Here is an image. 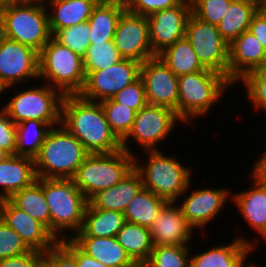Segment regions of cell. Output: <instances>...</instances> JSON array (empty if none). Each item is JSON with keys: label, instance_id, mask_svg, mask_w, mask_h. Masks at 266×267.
Segmentation results:
<instances>
[{"label": "cell", "instance_id": "d4e9b609", "mask_svg": "<svg viewBox=\"0 0 266 267\" xmlns=\"http://www.w3.org/2000/svg\"><path fill=\"white\" fill-rule=\"evenodd\" d=\"M85 253L109 267H139L116 237L71 238Z\"/></svg>", "mask_w": 266, "mask_h": 267}, {"label": "cell", "instance_id": "44dd1931", "mask_svg": "<svg viewBox=\"0 0 266 267\" xmlns=\"http://www.w3.org/2000/svg\"><path fill=\"white\" fill-rule=\"evenodd\" d=\"M250 175L251 188L233 193L230 201H234L238 206L247 225L266 241V180Z\"/></svg>", "mask_w": 266, "mask_h": 267}, {"label": "cell", "instance_id": "b9f144b4", "mask_svg": "<svg viewBox=\"0 0 266 267\" xmlns=\"http://www.w3.org/2000/svg\"><path fill=\"white\" fill-rule=\"evenodd\" d=\"M112 99L117 103L123 104L135 110L136 112L140 111L148 104L144 84L140 77L132 84L116 93Z\"/></svg>", "mask_w": 266, "mask_h": 267}, {"label": "cell", "instance_id": "6da1fadb", "mask_svg": "<svg viewBox=\"0 0 266 267\" xmlns=\"http://www.w3.org/2000/svg\"><path fill=\"white\" fill-rule=\"evenodd\" d=\"M61 125L83 144L89 154L122 149V142L112 132L100 102L84 99L79 94L64 95Z\"/></svg>", "mask_w": 266, "mask_h": 267}, {"label": "cell", "instance_id": "836d02e7", "mask_svg": "<svg viewBox=\"0 0 266 267\" xmlns=\"http://www.w3.org/2000/svg\"><path fill=\"white\" fill-rule=\"evenodd\" d=\"M52 126L40 120H27L16 124L15 154L35 159Z\"/></svg>", "mask_w": 266, "mask_h": 267}, {"label": "cell", "instance_id": "4dcf8cb0", "mask_svg": "<svg viewBox=\"0 0 266 267\" xmlns=\"http://www.w3.org/2000/svg\"><path fill=\"white\" fill-rule=\"evenodd\" d=\"M116 238L139 267L149 260L153 244L148 227L126 221L117 232Z\"/></svg>", "mask_w": 266, "mask_h": 267}, {"label": "cell", "instance_id": "f35d334b", "mask_svg": "<svg viewBox=\"0 0 266 267\" xmlns=\"http://www.w3.org/2000/svg\"><path fill=\"white\" fill-rule=\"evenodd\" d=\"M246 95L253 104L255 111L262 109L266 112V72L263 69L247 73L242 79Z\"/></svg>", "mask_w": 266, "mask_h": 267}, {"label": "cell", "instance_id": "6f0895ef", "mask_svg": "<svg viewBox=\"0 0 266 267\" xmlns=\"http://www.w3.org/2000/svg\"><path fill=\"white\" fill-rule=\"evenodd\" d=\"M266 13V5L261 9Z\"/></svg>", "mask_w": 266, "mask_h": 267}, {"label": "cell", "instance_id": "ba28073f", "mask_svg": "<svg viewBox=\"0 0 266 267\" xmlns=\"http://www.w3.org/2000/svg\"><path fill=\"white\" fill-rule=\"evenodd\" d=\"M133 167L134 155L124 149L88 154L72 180L89 200L97 192L120 182Z\"/></svg>", "mask_w": 266, "mask_h": 267}, {"label": "cell", "instance_id": "5bb4252c", "mask_svg": "<svg viewBox=\"0 0 266 267\" xmlns=\"http://www.w3.org/2000/svg\"><path fill=\"white\" fill-rule=\"evenodd\" d=\"M113 42L124 59L142 64L155 56L149 41L147 16L133 14L127 9L118 20Z\"/></svg>", "mask_w": 266, "mask_h": 267}, {"label": "cell", "instance_id": "4316f807", "mask_svg": "<svg viewBox=\"0 0 266 267\" xmlns=\"http://www.w3.org/2000/svg\"><path fill=\"white\" fill-rule=\"evenodd\" d=\"M125 10V0L98 2L88 20L90 43L96 44L112 41L118 20Z\"/></svg>", "mask_w": 266, "mask_h": 267}, {"label": "cell", "instance_id": "1f68e13d", "mask_svg": "<svg viewBox=\"0 0 266 267\" xmlns=\"http://www.w3.org/2000/svg\"><path fill=\"white\" fill-rule=\"evenodd\" d=\"M168 202L143 187L125 208V220L149 228Z\"/></svg>", "mask_w": 266, "mask_h": 267}, {"label": "cell", "instance_id": "83f0119b", "mask_svg": "<svg viewBox=\"0 0 266 267\" xmlns=\"http://www.w3.org/2000/svg\"><path fill=\"white\" fill-rule=\"evenodd\" d=\"M125 222L122 212L97 209L88 202L82 228L74 237H116Z\"/></svg>", "mask_w": 266, "mask_h": 267}, {"label": "cell", "instance_id": "e575fe53", "mask_svg": "<svg viewBox=\"0 0 266 267\" xmlns=\"http://www.w3.org/2000/svg\"><path fill=\"white\" fill-rule=\"evenodd\" d=\"M100 103L112 132L122 142L131 131L137 112L112 98Z\"/></svg>", "mask_w": 266, "mask_h": 267}, {"label": "cell", "instance_id": "f546056e", "mask_svg": "<svg viewBox=\"0 0 266 267\" xmlns=\"http://www.w3.org/2000/svg\"><path fill=\"white\" fill-rule=\"evenodd\" d=\"M8 200L45 225L51 232L50 210L44 195V178H37L30 186L13 193Z\"/></svg>", "mask_w": 266, "mask_h": 267}, {"label": "cell", "instance_id": "f907efd6", "mask_svg": "<svg viewBox=\"0 0 266 267\" xmlns=\"http://www.w3.org/2000/svg\"><path fill=\"white\" fill-rule=\"evenodd\" d=\"M4 38V30H3V20L0 14V43L2 39Z\"/></svg>", "mask_w": 266, "mask_h": 267}, {"label": "cell", "instance_id": "30bf717a", "mask_svg": "<svg viewBox=\"0 0 266 267\" xmlns=\"http://www.w3.org/2000/svg\"><path fill=\"white\" fill-rule=\"evenodd\" d=\"M185 38L205 69L220 73L228 79L229 44L221 37L217 26L191 13L186 24Z\"/></svg>", "mask_w": 266, "mask_h": 267}, {"label": "cell", "instance_id": "ee69618b", "mask_svg": "<svg viewBox=\"0 0 266 267\" xmlns=\"http://www.w3.org/2000/svg\"><path fill=\"white\" fill-rule=\"evenodd\" d=\"M0 149L9 155L15 154L16 149V124L10 120L3 108L0 109Z\"/></svg>", "mask_w": 266, "mask_h": 267}, {"label": "cell", "instance_id": "8fae6325", "mask_svg": "<svg viewBox=\"0 0 266 267\" xmlns=\"http://www.w3.org/2000/svg\"><path fill=\"white\" fill-rule=\"evenodd\" d=\"M179 121L182 123L174 110L164 106L147 104L136 113L131 131L122 141V149L134 155L135 153L128 145L130 139H133L139 147L143 148L142 151L160 150L158 142L170 136Z\"/></svg>", "mask_w": 266, "mask_h": 267}, {"label": "cell", "instance_id": "ffe728a7", "mask_svg": "<svg viewBox=\"0 0 266 267\" xmlns=\"http://www.w3.org/2000/svg\"><path fill=\"white\" fill-rule=\"evenodd\" d=\"M176 203L169 201L149 227L153 246L191 244L195 230Z\"/></svg>", "mask_w": 266, "mask_h": 267}, {"label": "cell", "instance_id": "11a10c76", "mask_svg": "<svg viewBox=\"0 0 266 267\" xmlns=\"http://www.w3.org/2000/svg\"><path fill=\"white\" fill-rule=\"evenodd\" d=\"M258 2L259 9H262L266 5V0H256Z\"/></svg>", "mask_w": 266, "mask_h": 267}, {"label": "cell", "instance_id": "8992f818", "mask_svg": "<svg viewBox=\"0 0 266 267\" xmlns=\"http://www.w3.org/2000/svg\"><path fill=\"white\" fill-rule=\"evenodd\" d=\"M178 85V117L188 124L208 114L233 86L224 75L208 69L179 76Z\"/></svg>", "mask_w": 266, "mask_h": 267}, {"label": "cell", "instance_id": "c3c4849f", "mask_svg": "<svg viewBox=\"0 0 266 267\" xmlns=\"http://www.w3.org/2000/svg\"><path fill=\"white\" fill-rule=\"evenodd\" d=\"M249 31L258 39L266 51V13L258 9L252 17Z\"/></svg>", "mask_w": 266, "mask_h": 267}, {"label": "cell", "instance_id": "8d00e7d4", "mask_svg": "<svg viewBox=\"0 0 266 267\" xmlns=\"http://www.w3.org/2000/svg\"><path fill=\"white\" fill-rule=\"evenodd\" d=\"M118 49L112 41L91 44L86 50L83 66L85 72L107 69L122 60Z\"/></svg>", "mask_w": 266, "mask_h": 267}, {"label": "cell", "instance_id": "2e32d148", "mask_svg": "<svg viewBox=\"0 0 266 267\" xmlns=\"http://www.w3.org/2000/svg\"><path fill=\"white\" fill-rule=\"evenodd\" d=\"M148 104L170 108L178 115V77L157 57L140 67Z\"/></svg>", "mask_w": 266, "mask_h": 267}, {"label": "cell", "instance_id": "bcb514c9", "mask_svg": "<svg viewBox=\"0 0 266 267\" xmlns=\"http://www.w3.org/2000/svg\"><path fill=\"white\" fill-rule=\"evenodd\" d=\"M0 267H44V253L30 250L19 256L1 259Z\"/></svg>", "mask_w": 266, "mask_h": 267}, {"label": "cell", "instance_id": "f6af8a7d", "mask_svg": "<svg viewBox=\"0 0 266 267\" xmlns=\"http://www.w3.org/2000/svg\"><path fill=\"white\" fill-rule=\"evenodd\" d=\"M45 267H77L76 259L58 242L44 252Z\"/></svg>", "mask_w": 266, "mask_h": 267}, {"label": "cell", "instance_id": "d6986e66", "mask_svg": "<svg viewBox=\"0 0 266 267\" xmlns=\"http://www.w3.org/2000/svg\"><path fill=\"white\" fill-rule=\"evenodd\" d=\"M266 51L248 30L229 44L228 80L234 85L247 73L263 69Z\"/></svg>", "mask_w": 266, "mask_h": 267}, {"label": "cell", "instance_id": "7dc6e473", "mask_svg": "<svg viewBox=\"0 0 266 267\" xmlns=\"http://www.w3.org/2000/svg\"><path fill=\"white\" fill-rule=\"evenodd\" d=\"M59 243L76 259L77 267H109L85 253L71 238Z\"/></svg>", "mask_w": 266, "mask_h": 267}, {"label": "cell", "instance_id": "484cf974", "mask_svg": "<svg viewBox=\"0 0 266 267\" xmlns=\"http://www.w3.org/2000/svg\"><path fill=\"white\" fill-rule=\"evenodd\" d=\"M50 6L49 28L51 34L89 20L98 0H44ZM51 8V9H50Z\"/></svg>", "mask_w": 266, "mask_h": 267}, {"label": "cell", "instance_id": "ac0fdd59", "mask_svg": "<svg viewBox=\"0 0 266 267\" xmlns=\"http://www.w3.org/2000/svg\"><path fill=\"white\" fill-rule=\"evenodd\" d=\"M186 191L181 195L184 199L178 204L186 221L194 228L205 229V226L217 217L230 199L229 188H203L194 189L190 194ZM216 216V217H215Z\"/></svg>", "mask_w": 266, "mask_h": 267}, {"label": "cell", "instance_id": "ab89813d", "mask_svg": "<svg viewBox=\"0 0 266 267\" xmlns=\"http://www.w3.org/2000/svg\"><path fill=\"white\" fill-rule=\"evenodd\" d=\"M232 0H191L192 13L200 20L217 26Z\"/></svg>", "mask_w": 266, "mask_h": 267}, {"label": "cell", "instance_id": "60d3db41", "mask_svg": "<svg viewBox=\"0 0 266 267\" xmlns=\"http://www.w3.org/2000/svg\"><path fill=\"white\" fill-rule=\"evenodd\" d=\"M21 237L0 218V260L29 252Z\"/></svg>", "mask_w": 266, "mask_h": 267}, {"label": "cell", "instance_id": "277c9868", "mask_svg": "<svg viewBox=\"0 0 266 267\" xmlns=\"http://www.w3.org/2000/svg\"><path fill=\"white\" fill-rule=\"evenodd\" d=\"M89 153L61 124L48 132L34 159L37 178L72 179Z\"/></svg>", "mask_w": 266, "mask_h": 267}, {"label": "cell", "instance_id": "7bdbcfd3", "mask_svg": "<svg viewBox=\"0 0 266 267\" xmlns=\"http://www.w3.org/2000/svg\"><path fill=\"white\" fill-rule=\"evenodd\" d=\"M183 0H125L126 9L136 15L148 16L156 11L172 8Z\"/></svg>", "mask_w": 266, "mask_h": 267}, {"label": "cell", "instance_id": "f5cc1de1", "mask_svg": "<svg viewBox=\"0 0 266 267\" xmlns=\"http://www.w3.org/2000/svg\"><path fill=\"white\" fill-rule=\"evenodd\" d=\"M248 265H246V260L238 267H257L254 263L250 262L247 263Z\"/></svg>", "mask_w": 266, "mask_h": 267}, {"label": "cell", "instance_id": "5b68a950", "mask_svg": "<svg viewBox=\"0 0 266 267\" xmlns=\"http://www.w3.org/2000/svg\"><path fill=\"white\" fill-rule=\"evenodd\" d=\"M143 152L145 157L149 156L146 165L134 154V168L141 175L143 187L168 201L180 202L186 189L191 190V169L181 164L176 157L164 155L161 149Z\"/></svg>", "mask_w": 266, "mask_h": 267}, {"label": "cell", "instance_id": "52a82bcc", "mask_svg": "<svg viewBox=\"0 0 266 267\" xmlns=\"http://www.w3.org/2000/svg\"><path fill=\"white\" fill-rule=\"evenodd\" d=\"M41 78L64 95L79 94L86 79L83 59L51 37L39 52Z\"/></svg>", "mask_w": 266, "mask_h": 267}, {"label": "cell", "instance_id": "cb8c5ba5", "mask_svg": "<svg viewBox=\"0 0 266 267\" xmlns=\"http://www.w3.org/2000/svg\"><path fill=\"white\" fill-rule=\"evenodd\" d=\"M37 176L34 159L10 154L0 163V200L30 186Z\"/></svg>", "mask_w": 266, "mask_h": 267}, {"label": "cell", "instance_id": "4fadbf2b", "mask_svg": "<svg viewBox=\"0 0 266 267\" xmlns=\"http://www.w3.org/2000/svg\"><path fill=\"white\" fill-rule=\"evenodd\" d=\"M39 78V52L4 37L0 43V83L5 90Z\"/></svg>", "mask_w": 266, "mask_h": 267}, {"label": "cell", "instance_id": "681fc988", "mask_svg": "<svg viewBox=\"0 0 266 267\" xmlns=\"http://www.w3.org/2000/svg\"><path fill=\"white\" fill-rule=\"evenodd\" d=\"M262 157L257 159L255 163H253V168L251 174H253L255 177L266 180V150L264 153H262Z\"/></svg>", "mask_w": 266, "mask_h": 267}, {"label": "cell", "instance_id": "816d5d0a", "mask_svg": "<svg viewBox=\"0 0 266 267\" xmlns=\"http://www.w3.org/2000/svg\"><path fill=\"white\" fill-rule=\"evenodd\" d=\"M8 156L9 154L5 150L0 149V163L3 162Z\"/></svg>", "mask_w": 266, "mask_h": 267}, {"label": "cell", "instance_id": "603a6c76", "mask_svg": "<svg viewBox=\"0 0 266 267\" xmlns=\"http://www.w3.org/2000/svg\"><path fill=\"white\" fill-rule=\"evenodd\" d=\"M143 188L139 172L133 167L116 185L101 190L93 195L88 202L97 209L124 212L130 201Z\"/></svg>", "mask_w": 266, "mask_h": 267}, {"label": "cell", "instance_id": "9f6ffc18", "mask_svg": "<svg viewBox=\"0 0 266 267\" xmlns=\"http://www.w3.org/2000/svg\"><path fill=\"white\" fill-rule=\"evenodd\" d=\"M5 91V87L0 83V94L2 96V93H6Z\"/></svg>", "mask_w": 266, "mask_h": 267}, {"label": "cell", "instance_id": "d590c367", "mask_svg": "<svg viewBox=\"0 0 266 267\" xmlns=\"http://www.w3.org/2000/svg\"><path fill=\"white\" fill-rule=\"evenodd\" d=\"M188 245L153 246L149 260L142 267H188L191 250Z\"/></svg>", "mask_w": 266, "mask_h": 267}, {"label": "cell", "instance_id": "7a4b0ae2", "mask_svg": "<svg viewBox=\"0 0 266 267\" xmlns=\"http://www.w3.org/2000/svg\"><path fill=\"white\" fill-rule=\"evenodd\" d=\"M44 195L50 210L51 233L58 241L73 238L82 228L88 199L72 179L44 178Z\"/></svg>", "mask_w": 266, "mask_h": 267}, {"label": "cell", "instance_id": "f1b7e54d", "mask_svg": "<svg viewBox=\"0 0 266 267\" xmlns=\"http://www.w3.org/2000/svg\"><path fill=\"white\" fill-rule=\"evenodd\" d=\"M258 9L256 0H232L228 11L217 25L221 37L230 44L243 32L248 31L252 17Z\"/></svg>", "mask_w": 266, "mask_h": 267}, {"label": "cell", "instance_id": "74e56055", "mask_svg": "<svg viewBox=\"0 0 266 267\" xmlns=\"http://www.w3.org/2000/svg\"><path fill=\"white\" fill-rule=\"evenodd\" d=\"M52 37L60 44L67 46L81 59L85 58L90 43V28L88 21L61 30H55Z\"/></svg>", "mask_w": 266, "mask_h": 267}, {"label": "cell", "instance_id": "e0dca14e", "mask_svg": "<svg viewBox=\"0 0 266 267\" xmlns=\"http://www.w3.org/2000/svg\"><path fill=\"white\" fill-rule=\"evenodd\" d=\"M0 218L19 234L30 250L44 253L59 242L45 225L15 207L8 199L0 200Z\"/></svg>", "mask_w": 266, "mask_h": 267}, {"label": "cell", "instance_id": "db71d44e", "mask_svg": "<svg viewBox=\"0 0 266 267\" xmlns=\"http://www.w3.org/2000/svg\"><path fill=\"white\" fill-rule=\"evenodd\" d=\"M13 0H0V9L5 7L8 3L12 2Z\"/></svg>", "mask_w": 266, "mask_h": 267}, {"label": "cell", "instance_id": "7402d4cb", "mask_svg": "<svg viewBox=\"0 0 266 267\" xmlns=\"http://www.w3.org/2000/svg\"><path fill=\"white\" fill-rule=\"evenodd\" d=\"M256 244V245H255ZM237 236L229 244L211 247L205 252L190 255L193 267H238L252 251H256L257 242Z\"/></svg>", "mask_w": 266, "mask_h": 267}, {"label": "cell", "instance_id": "7c38bea8", "mask_svg": "<svg viewBox=\"0 0 266 267\" xmlns=\"http://www.w3.org/2000/svg\"><path fill=\"white\" fill-rule=\"evenodd\" d=\"M140 67L141 63L123 58L107 69L85 72V83L79 95L96 102L111 99L140 77Z\"/></svg>", "mask_w": 266, "mask_h": 267}, {"label": "cell", "instance_id": "3957f363", "mask_svg": "<svg viewBox=\"0 0 266 267\" xmlns=\"http://www.w3.org/2000/svg\"><path fill=\"white\" fill-rule=\"evenodd\" d=\"M45 4L44 0H13L1 8L4 37L40 52L52 37Z\"/></svg>", "mask_w": 266, "mask_h": 267}, {"label": "cell", "instance_id": "d6a6232c", "mask_svg": "<svg viewBox=\"0 0 266 267\" xmlns=\"http://www.w3.org/2000/svg\"><path fill=\"white\" fill-rule=\"evenodd\" d=\"M157 57L177 76L205 71L193 47L184 37L163 50Z\"/></svg>", "mask_w": 266, "mask_h": 267}, {"label": "cell", "instance_id": "9a60e30c", "mask_svg": "<svg viewBox=\"0 0 266 267\" xmlns=\"http://www.w3.org/2000/svg\"><path fill=\"white\" fill-rule=\"evenodd\" d=\"M191 13V0H183L177 6L147 16L149 41L155 56L185 37L187 20Z\"/></svg>", "mask_w": 266, "mask_h": 267}, {"label": "cell", "instance_id": "9c48e42d", "mask_svg": "<svg viewBox=\"0 0 266 267\" xmlns=\"http://www.w3.org/2000/svg\"><path fill=\"white\" fill-rule=\"evenodd\" d=\"M30 88V89H29ZM13 96L3 109L10 120L18 124L27 120H40L52 127L61 124V106L64 94L46 83L29 87Z\"/></svg>", "mask_w": 266, "mask_h": 267}, {"label": "cell", "instance_id": "680465c9", "mask_svg": "<svg viewBox=\"0 0 266 267\" xmlns=\"http://www.w3.org/2000/svg\"><path fill=\"white\" fill-rule=\"evenodd\" d=\"M263 70L266 72V63H265V66L263 67Z\"/></svg>", "mask_w": 266, "mask_h": 267}]
</instances>
